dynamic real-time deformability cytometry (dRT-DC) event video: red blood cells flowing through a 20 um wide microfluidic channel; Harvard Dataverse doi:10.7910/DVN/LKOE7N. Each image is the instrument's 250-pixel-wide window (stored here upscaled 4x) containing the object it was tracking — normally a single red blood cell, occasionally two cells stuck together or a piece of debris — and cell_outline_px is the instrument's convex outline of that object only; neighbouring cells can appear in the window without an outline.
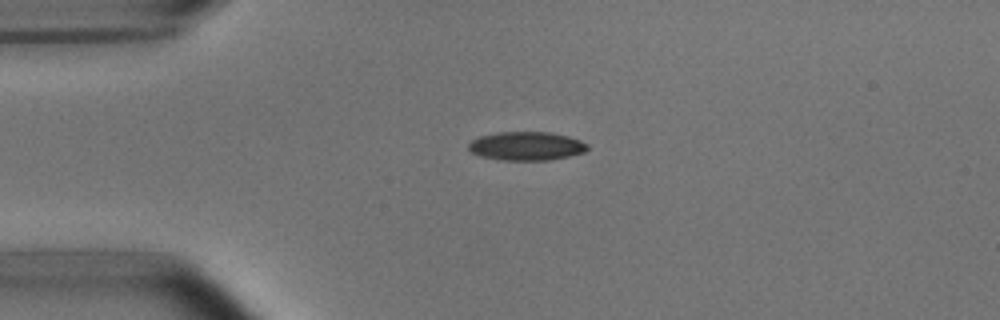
{"species": "common noctule bat (a hibernating species)", "species_latin": "Nyctalus noctula", "temperature_condition": "room temperature", "stored_images_in_passage": 2, "camera_frame_rate_fps": 3000, "um_per_image_px": 0.085, "animal": {"sex": "male", "body_mass_g": 15.6}, "frame": {"image": 1, "passage_image": 1, "time_ms": 0.0, "image_size_px": [1000, 320], "cell_outline_px": [[588, 148], [584, 152], [568, 156], [548, 160], [500, 160], [480, 156], [472, 152], [468, 148], [468, 144], [472, 140], [480, 136], [496, 132], [552, 132], [568, 136], [580, 140], [588, 144]], "centroid_in_image_um": [44.74, 12.41], "position_along_channel_um": 40.3, "area_um2": 19.88}}